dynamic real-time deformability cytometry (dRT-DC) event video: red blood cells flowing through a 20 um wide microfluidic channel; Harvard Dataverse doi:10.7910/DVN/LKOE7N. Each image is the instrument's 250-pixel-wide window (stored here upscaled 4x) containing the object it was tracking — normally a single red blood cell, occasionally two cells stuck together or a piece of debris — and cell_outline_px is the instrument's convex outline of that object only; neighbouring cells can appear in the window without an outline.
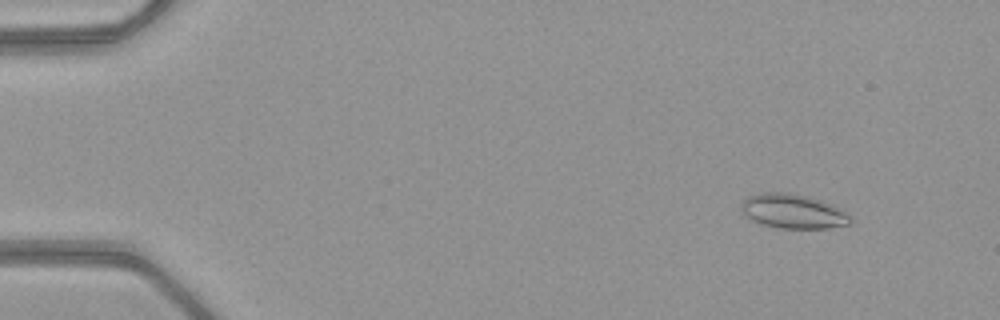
{"species": "common noctule bat (a hibernating species)", "species_latin": "Nyctalus noctula", "temperature_condition": "warm", "stored_images_in_passage": 52, "camera_frame_rate_fps": 3000, "um_per_image_px": 0.085, "animal": {"sex": "female", "body_mass_g": 21.9}, "frame": {"image": 1, "passage_image": 6, "time_ms": 1.667, "image_size_px": [1000, 320], "cell_outline_px": [[852, 224], [828, 228], [780, 228], [764, 224], [752, 220], [744, 216], [740, 208], [744, 200], [748, 196], [764, 192], [788, 192], [808, 196], [832, 204], [840, 208], [852, 220]], "centroid_in_image_um": [67.4, 17.95], "position_along_channel_um": 17.6, "area_um2": 21.85}}
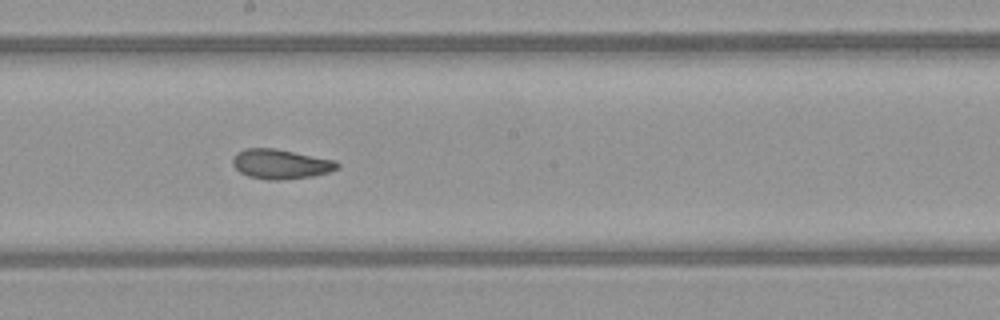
{"frame": {"image": 2, "passage_image": 30, "time_ms": 9.667, "image_size_px": [1000, 320], "cell_outline_px": [[340, 168], [328, 172], [312, 176], [280, 180], [268, 180], [248, 176], [240, 172], [232, 164], [232, 160], [236, 152], [244, 148], [276, 148], [336, 160], [340, 164]], "centroid_in_image_um": [23.86, 13.93], "position_along_channel_um": 224.3, "area_um2": 18.26}}
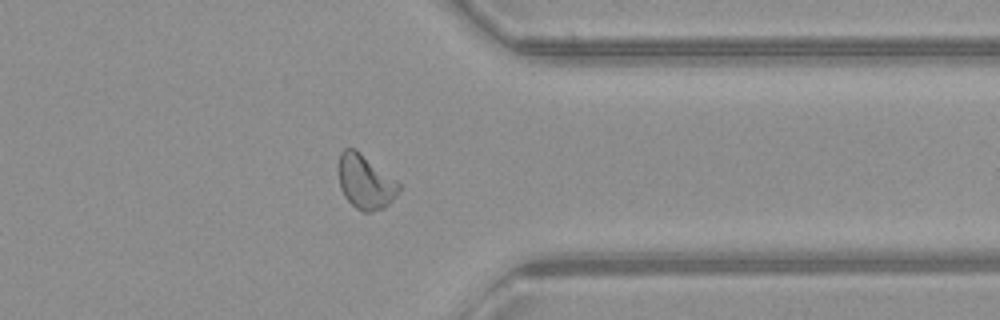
{"frame": {"image": 3, "passage_image": 42, "time_ms": 13.667, "image_size_px": [1000, 320], "cell_outline_px": [[400, 188], [396, 196], [384, 208], [372, 212], [364, 212], [356, 208], [344, 196], [340, 188], [340, 152], [344, 148], [356, 148], [396, 180], [400, 184]], "centroid_in_image_um": [31.07, 15.46], "position_along_channel_um": 380.3, "area_um2": 18.9}, "authors_computed_cell_mechanics": {"area_um2": 19.1318, "velocity_mm_per_s": 4.0495, "shape_relaxation_time_tau1_ms": null, "shape_relaxation_time_tau2_ms": 2.0567, "deformation_change_tau1": null, "deformation_change_tau2": 0.0725}}